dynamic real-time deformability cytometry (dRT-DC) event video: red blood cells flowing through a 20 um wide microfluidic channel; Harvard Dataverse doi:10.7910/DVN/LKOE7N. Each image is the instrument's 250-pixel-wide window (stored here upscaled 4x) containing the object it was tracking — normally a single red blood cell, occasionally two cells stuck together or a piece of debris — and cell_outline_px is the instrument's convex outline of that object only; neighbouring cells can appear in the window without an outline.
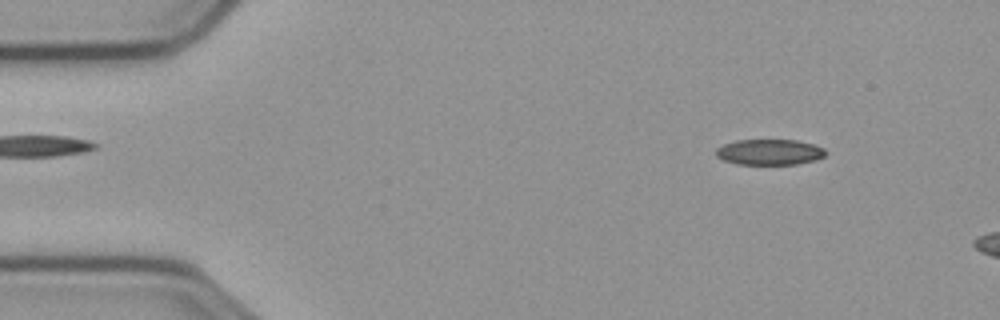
{"species": "common noctule bat (a hibernating species)", "species_latin": "Nyctalus noctula", "temperature_condition": "cold", "stored_images_in_passage": 12, "camera_frame_rate_fps": 3000, "um_per_image_px": 0.085, "animal": {"sex": "male", "body_mass_g": 23.1, "forearm_length_mm": 52.7}, "frame": {"image": 1, "passage_image": 7, "time_ms": 2.0, "image_size_px": [1000, 320], "cell_outline_px": [[828, 152], [824, 156], [816, 160], [796, 164], [736, 164], [724, 160], [716, 156], [716, 148], [724, 144], [736, 140], [796, 140], [812, 144], [824, 148]], "centroid_in_image_um": [65.42, 12.92], "position_along_channel_um": 19.6, "area_um2": 16.42}}